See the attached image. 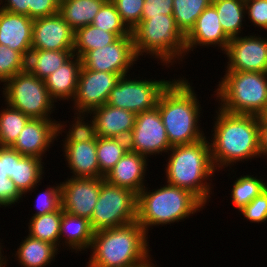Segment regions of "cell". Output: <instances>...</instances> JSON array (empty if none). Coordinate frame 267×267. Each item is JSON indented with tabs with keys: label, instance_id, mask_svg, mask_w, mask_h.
I'll return each mask as SVG.
<instances>
[{
	"label": "cell",
	"instance_id": "cell-1",
	"mask_svg": "<svg viewBox=\"0 0 267 267\" xmlns=\"http://www.w3.org/2000/svg\"><path fill=\"white\" fill-rule=\"evenodd\" d=\"M217 109L209 140L215 169L220 171L234 163L259 158V116Z\"/></svg>",
	"mask_w": 267,
	"mask_h": 267
},
{
	"label": "cell",
	"instance_id": "cell-2",
	"mask_svg": "<svg viewBox=\"0 0 267 267\" xmlns=\"http://www.w3.org/2000/svg\"><path fill=\"white\" fill-rule=\"evenodd\" d=\"M148 235L137 221L95 231L86 267H140L151 260Z\"/></svg>",
	"mask_w": 267,
	"mask_h": 267
},
{
	"label": "cell",
	"instance_id": "cell-3",
	"mask_svg": "<svg viewBox=\"0 0 267 267\" xmlns=\"http://www.w3.org/2000/svg\"><path fill=\"white\" fill-rule=\"evenodd\" d=\"M186 78H176L161 94L157 108L171 146L191 144L204 136L200 120L201 105Z\"/></svg>",
	"mask_w": 267,
	"mask_h": 267
},
{
	"label": "cell",
	"instance_id": "cell-4",
	"mask_svg": "<svg viewBox=\"0 0 267 267\" xmlns=\"http://www.w3.org/2000/svg\"><path fill=\"white\" fill-rule=\"evenodd\" d=\"M209 143L205 137L191 144L172 146L167 152L169 157L164 170L166 183L191 191L205 205L210 202L213 190L212 183L207 181L212 182L210 177H214L216 171Z\"/></svg>",
	"mask_w": 267,
	"mask_h": 267
},
{
	"label": "cell",
	"instance_id": "cell-5",
	"mask_svg": "<svg viewBox=\"0 0 267 267\" xmlns=\"http://www.w3.org/2000/svg\"><path fill=\"white\" fill-rule=\"evenodd\" d=\"M151 191L145 186L137 194L136 221L147 235L150 227L181 222L205 206L191 191L168 183Z\"/></svg>",
	"mask_w": 267,
	"mask_h": 267
},
{
	"label": "cell",
	"instance_id": "cell-6",
	"mask_svg": "<svg viewBox=\"0 0 267 267\" xmlns=\"http://www.w3.org/2000/svg\"><path fill=\"white\" fill-rule=\"evenodd\" d=\"M131 34L138 59L139 56L149 54L169 68L174 63L183 62L187 54L185 35L177 27L173 16L141 19Z\"/></svg>",
	"mask_w": 267,
	"mask_h": 267
},
{
	"label": "cell",
	"instance_id": "cell-7",
	"mask_svg": "<svg viewBox=\"0 0 267 267\" xmlns=\"http://www.w3.org/2000/svg\"><path fill=\"white\" fill-rule=\"evenodd\" d=\"M213 94L219 108L233 114L262 116L267 109V73L225 71Z\"/></svg>",
	"mask_w": 267,
	"mask_h": 267
},
{
	"label": "cell",
	"instance_id": "cell-8",
	"mask_svg": "<svg viewBox=\"0 0 267 267\" xmlns=\"http://www.w3.org/2000/svg\"><path fill=\"white\" fill-rule=\"evenodd\" d=\"M3 86L4 104L31 119H51L56 102L50 97L44 80L25 70L8 79Z\"/></svg>",
	"mask_w": 267,
	"mask_h": 267
},
{
	"label": "cell",
	"instance_id": "cell-9",
	"mask_svg": "<svg viewBox=\"0 0 267 267\" xmlns=\"http://www.w3.org/2000/svg\"><path fill=\"white\" fill-rule=\"evenodd\" d=\"M136 218L137 194L104 180L90 220L92 230L95 232L126 225L136 221Z\"/></svg>",
	"mask_w": 267,
	"mask_h": 267
},
{
	"label": "cell",
	"instance_id": "cell-10",
	"mask_svg": "<svg viewBox=\"0 0 267 267\" xmlns=\"http://www.w3.org/2000/svg\"><path fill=\"white\" fill-rule=\"evenodd\" d=\"M130 75L121 76L116 86L110 91L107 103L112 107L139 114L158 105L161 94L175 80L152 78L147 80L131 79Z\"/></svg>",
	"mask_w": 267,
	"mask_h": 267
},
{
	"label": "cell",
	"instance_id": "cell-11",
	"mask_svg": "<svg viewBox=\"0 0 267 267\" xmlns=\"http://www.w3.org/2000/svg\"><path fill=\"white\" fill-rule=\"evenodd\" d=\"M128 140V148L146 156L167 153L170 145L157 107L136 114L135 125Z\"/></svg>",
	"mask_w": 267,
	"mask_h": 267
},
{
	"label": "cell",
	"instance_id": "cell-12",
	"mask_svg": "<svg viewBox=\"0 0 267 267\" xmlns=\"http://www.w3.org/2000/svg\"><path fill=\"white\" fill-rule=\"evenodd\" d=\"M138 57L135 52L132 34L119 37L115 42L103 47L87 51L82 57V66L93 71L129 75L130 69L136 64ZM130 68V69H129Z\"/></svg>",
	"mask_w": 267,
	"mask_h": 267
},
{
	"label": "cell",
	"instance_id": "cell-13",
	"mask_svg": "<svg viewBox=\"0 0 267 267\" xmlns=\"http://www.w3.org/2000/svg\"><path fill=\"white\" fill-rule=\"evenodd\" d=\"M121 75L93 71L81 67L77 90L72 100L73 111L89 114L95 108L107 103L110 91L116 86Z\"/></svg>",
	"mask_w": 267,
	"mask_h": 267
},
{
	"label": "cell",
	"instance_id": "cell-14",
	"mask_svg": "<svg viewBox=\"0 0 267 267\" xmlns=\"http://www.w3.org/2000/svg\"><path fill=\"white\" fill-rule=\"evenodd\" d=\"M255 35L230 39L222 52L228 59L226 71L267 73V38Z\"/></svg>",
	"mask_w": 267,
	"mask_h": 267
},
{
	"label": "cell",
	"instance_id": "cell-15",
	"mask_svg": "<svg viewBox=\"0 0 267 267\" xmlns=\"http://www.w3.org/2000/svg\"><path fill=\"white\" fill-rule=\"evenodd\" d=\"M104 180V177H71L60 182L62 209L90 221Z\"/></svg>",
	"mask_w": 267,
	"mask_h": 267
},
{
	"label": "cell",
	"instance_id": "cell-16",
	"mask_svg": "<svg viewBox=\"0 0 267 267\" xmlns=\"http://www.w3.org/2000/svg\"><path fill=\"white\" fill-rule=\"evenodd\" d=\"M55 119H30L11 146L24 156H34L43 160L54 140L65 132L66 124ZM62 132V133H61ZM56 138V139H55Z\"/></svg>",
	"mask_w": 267,
	"mask_h": 267
},
{
	"label": "cell",
	"instance_id": "cell-17",
	"mask_svg": "<svg viewBox=\"0 0 267 267\" xmlns=\"http://www.w3.org/2000/svg\"><path fill=\"white\" fill-rule=\"evenodd\" d=\"M74 30L59 13L33 21L32 50L73 51Z\"/></svg>",
	"mask_w": 267,
	"mask_h": 267
},
{
	"label": "cell",
	"instance_id": "cell-18",
	"mask_svg": "<svg viewBox=\"0 0 267 267\" xmlns=\"http://www.w3.org/2000/svg\"><path fill=\"white\" fill-rule=\"evenodd\" d=\"M230 37L223 31L215 6L211 3L197 18L192 29L185 35L187 55L197 46L218 47L223 52L230 42Z\"/></svg>",
	"mask_w": 267,
	"mask_h": 267
},
{
	"label": "cell",
	"instance_id": "cell-19",
	"mask_svg": "<svg viewBox=\"0 0 267 267\" xmlns=\"http://www.w3.org/2000/svg\"><path fill=\"white\" fill-rule=\"evenodd\" d=\"M147 160L149 159L146 156L128 149L104 178L109 184L138 194L146 186Z\"/></svg>",
	"mask_w": 267,
	"mask_h": 267
},
{
	"label": "cell",
	"instance_id": "cell-20",
	"mask_svg": "<svg viewBox=\"0 0 267 267\" xmlns=\"http://www.w3.org/2000/svg\"><path fill=\"white\" fill-rule=\"evenodd\" d=\"M34 19L0 8V44L21 52L26 58L32 50Z\"/></svg>",
	"mask_w": 267,
	"mask_h": 267
},
{
	"label": "cell",
	"instance_id": "cell-21",
	"mask_svg": "<svg viewBox=\"0 0 267 267\" xmlns=\"http://www.w3.org/2000/svg\"><path fill=\"white\" fill-rule=\"evenodd\" d=\"M95 121L98 137L128 139L135 125L136 114L104 104L89 113Z\"/></svg>",
	"mask_w": 267,
	"mask_h": 267
},
{
	"label": "cell",
	"instance_id": "cell-22",
	"mask_svg": "<svg viewBox=\"0 0 267 267\" xmlns=\"http://www.w3.org/2000/svg\"><path fill=\"white\" fill-rule=\"evenodd\" d=\"M61 145L71 177L99 178L97 140Z\"/></svg>",
	"mask_w": 267,
	"mask_h": 267
},
{
	"label": "cell",
	"instance_id": "cell-23",
	"mask_svg": "<svg viewBox=\"0 0 267 267\" xmlns=\"http://www.w3.org/2000/svg\"><path fill=\"white\" fill-rule=\"evenodd\" d=\"M81 67V58L74 54L44 80L49 95L55 102L73 100Z\"/></svg>",
	"mask_w": 267,
	"mask_h": 267
},
{
	"label": "cell",
	"instance_id": "cell-24",
	"mask_svg": "<svg viewBox=\"0 0 267 267\" xmlns=\"http://www.w3.org/2000/svg\"><path fill=\"white\" fill-rule=\"evenodd\" d=\"M94 231L90 221L84 217L75 216L62 209V219L59 233V246L68 247L77 253L90 249ZM66 239H65V238ZM62 238V239H61ZM64 240V241H63ZM62 241L61 245L60 242ZM64 242V243H63Z\"/></svg>",
	"mask_w": 267,
	"mask_h": 267
},
{
	"label": "cell",
	"instance_id": "cell-25",
	"mask_svg": "<svg viewBox=\"0 0 267 267\" xmlns=\"http://www.w3.org/2000/svg\"><path fill=\"white\" fill-rule=\"evenodd\" d=\"M60 252L51 243L35 239L30 235H27L24 240L20 242L16 254L15 260H18V264L22 267H45L50 265L55 260V255Z\"/></svg>",
	"mask_w": 267,
	"mask_h": 267
},
{
	"label": "cell",
	"instance_id": "cell-26",
	"mask_svg": "<svg viewBox=\"0 0 267 267\" xmlns=\"http://www.w3.org/2000/svg\"><path fill=\"white\" fill-rule=\"evenodd\" d=\"M106 0L59 1V14L74 30L92 24Z\"/></svg>",
	"mask_w": 267,
	"mask_h": 267
},
{
	"label": "cell",
	"instance_id": "cell-27",
	"mask_svg": "<svg viewBox=\"0 0 267 267\" xmlns=\"http://www.w3.org/2000/svg\"><path fill=\"white\" fill-rule=\"evenodd\" d=\"M74 55L73 51L31 50L26 60V70L45 80Z\"/></svg>",
	"mask_w": 267,
	"mask_h": 267
},
{
	"label": "cell",
	"instance_id": "cell-28",
	"mask_svg": "<svg viewBox=\"0 0 267 267\" xmlns=\"http://www.w3.org/2000/svg\"><path fill=\"white\" fill-rule=\"evenodd\" d=\"M43 160L34 156H22L15 161L14 176L10 179L18 191L24 195L34 190L42 180L44 173Z\"/></svg>",
	"mask_w": 267,
	"mask_h": 267
},
{
	"label": "cell",
	"instance_id": "cell-29",
	"mask_svg": "<svg viewBox=\"0 0 267 267\" xmlns=\"http://www.w3.org/2000/svg\"><path fill=\"white\" fill-rule=\"evenodd\" d=\"M223 31L230 37H238L244 28L245 0H212Z\"/></svg>",
	"mask_w": 267,
	"mask_h": 267
},
{
	"label": "cell",
	"instance_id": "cell-30",
	"mask_svg": "<svg viewBox=\"0 0 267 267\" xmlns=\"http://www.w3.org/2000/svg\"><path fill=\"white\" fill-rule=\"evenodd\" d=\"M62 219V206L52 213L32 216L28 222V235L45 241L59 249V233Z\"/></svg>",
	"mask_w": 267,
	"mask_h": 267
},
{
	"label": "cell",
	"instance_id": "cell-31",
	"mask_svg": "<svg viewBox=\"0 0 267 267\" xmlns=\"http://www.w3.org/2000/svg\"><path fill=\"white\" fill-rule=\"evenodd\" d=\"M118 38L116 34L90 24L75 31L73 53L81 58L87 51L103 48Z\"/></svg>",
	"mask_w": 267,
	"mask_h": 267
},
{
	"label": "cell",
	"instance_id": "cell-32",
	"mask_svg": "<svg viewBox=\"0 0 267 267\" xmlns=\"http://www.w3.org/2000/svg\"><path fill=\"white\" fill-rule=\"evenodd\" d=\"M128 140L113 137H97V161L99 177H104L128 151Z\"/></svg>",
	"mask_w": 267,
	"mask_h": 267
},
{
	"label": "cell",
	"instance_id": "cell-33",
	"mask_svg": "<svg viewBox=\"0 0 267 267\" xmlns=\"http://www.w3.org/2000/svg\"><path fill=\"white\" fill-rule=\"evenodd\" d=\"M233 183L230 197L239 212L267 189V180L265 182L263 178L258 179L257 176L250 174L237 177Z\"/></svg>",
	"mask_w": 267,
	"mask_h": 267
},
{
	"label": "cell",
	"instance_id": "cell-34",
	"mask_svg": "<svg viewBox=\"0 0 267 267\" xmlns=\"http://www.w3.org/2000/svg\"><path fill=\"white\" fill-rule=\"evenodd\" d=\"M6 105V108L0 110V146L11 147L31 118L8 104Z\"/></svg>",
	"mask_w": 267,
	"mask_h": 267
},
{
	"label": "cell",
	"instance_id": "cell-35",
	"mask_svg": "<svg viewBox=\"0 0 267 267\" xmlns=\"http://www.w3.org/2000/svg\"><path fill=\"white\" fill-rule=\"evenodd\" d=\"M212 3V0H173V17L177 27L186 35L197 18Z\"/></svg>",
	"mask_w": 267,
	"mask_h": 267
},
{
	"label": "cell",
	"instance_id": "cell-36",
	"mask_svg": "<svg viewBox=\"0 0 267 267\" xmlns=\"http://www.w3.org/2000/svg\"><path fill=\"white\" fill-rule=\"evenodd\" d=\"M92 25L107 32H112L118 37L131 35V30L122 21L111 0H106L94 17Z\"/></svg>",
	"mask_w": 267,
	"mask_h": 267
},
{
	"label": "cell",
	"instance_id": "cell-37",
	"mask_svg": "<svg viewBox=\"0 0 267 267\" xmlns=\"http://www.w3.org/2000/svg\"><path fill=\"white\" fill-rule=\"evenodd\" d=\"M75 117L72 125H70V128L68 132H65V138L63 143H79V142H87V141H93L97 140V132L95 127V121L90 117V121H88L85 118L89 116V114L84 113H74ZM86 115V116H85ZM77 116V117H76ZM85 117V118H84ZM90 122V123H89Z\"/></svg>",
	"mask_w": 267,
	"mask_h": 267
},
{
	"label": "cell",
	"instance_id": "cell-38",
	"mask_svg": "<svg viewBox=\"0 0 267 267\" xmlns=\"http://www.w3.org/2000/svg\"><path fill=\"white\" fill-rule=\"evenodd\" d=\"M27 58L18 51L0 44V83L26 70Z\"/></svg>",
	"mask_w": 267,
	"mask_h": 267
},
{
	"label": "cell",
	"instance_id": "cell-39",
	"mask_svg": "<svg viewBox=\"0 0 267 267\" xmlns=\"http://www.w3.org/2000/svg\"><path fill=\"white\" fill-rule=\"evenodd\" d=\"M122 21L132 31L142 19L145 0H111Z\"/></svg>",
	"mask_w": 267,
	"mask_h": 267
},
{
	"label": "cell",
	"instance_id": "cell-40",
	"mask_svg": "<svg viewBox=\"0 0 267 267\" xmlns=\"http://www.w3.org/2000/svg\"><path fill=\"white\" fill-rule=\"evenodd\" d=\"M45 191L39 193L36 199V212L33 216H40L57 211L61 206V184L47 186Z\"/></svg>",
	"mask_w": 267,
	"mask_h": 267
},
{
	"label": "cell",
	"instance_id": "cell-41",
	"mask_svg": "<svg viewBox=\"0 0 267 267\" xmlns=\"http://www.w3.org/2000/svg\"><path fill=\"white\" fill-rule=\"evenodd\" d=\"M243 217L250 223H266L267 221V189L256 196L241 211Z\"/></svg>",
	"mask_w": 267,
	"mask_h": 267
},
{
	"label": "cell",
	"instance_id": "cell-42",
	"mask_svg": "<svg viewBox=\"0 0 267 267\" xmlns=\"http://www.w3.org/2000/svg\"><path fill=\"white\" fill-rule=\"evenodd\" d=\"M245 14L253 26L267 31V0H245Z\"/></svg>",
	"mask_w": 267,
	"mask_h": 267
},
{
	"label": "cell",
	"instance_id": "cell-43",
	"mask_svg": "<svg viewBox=\"0 0 267 267\" xmlns=\"http://www.w3.org/2000/svg\"><path fill=\"white\" fill-rule=\"evenodd\" d=\"M23 155L9 146H0V180L14 176L15 161Z\"/></svg>",
	"mask_w": 267,
	"mask_h": 267
},
{
	"label": "cell",
	"instance_id": "cell-44",
	"mask_svg": "<svg viewBox=\"0 0 267 267\" xmlns=\"http://www.w3.org/2000/svg\"><path fill=\"white\" fill-rule=\"evenodd\" d=\"M173 15V0H145L142 19H150L152 16Z\"/></svg>",
	"mask_w": 267,
	"mask_h": 267
},
{
	"label": "cell",
	"instance_id": "cell-45",
	"mask_svg": "<svg viewBox=\"0 0 267 267\" xmlns=\"http://www.w3.org/2000/svg\"><path fill=\"white\" fill-rule=\"evenodd\" d=\"M59 0H30L29 17L32 19L59 13Z\"/></svg>",
	"mask_w": 267,
	"mask_h": 267
},
{
	"label": "cell",
	"instance_id": "cell-46",
	"mask_svg": "<svg viewBox=\"0 0 267 267\" xmlns=\"http://www.w3.org/2000/svg\"><path fill=\"white\" fill-rule=\"evenodd\" d=\"M23 195L18 191L15 183L10 179L0 180V207H8L15 205Z\"/></svg>",
	"mask_w": 267,
	"mask_h": 267
},
{
	"label": "cell",
	"instance_id": "cell-47",
	"mask_svg": "<svg viewBox=\"0 0 267 267\" xmlns=\"http://www.w3.org/2000/svg\"><path fill=\"white\" fill-rule=\"evenodd\" d=\"M29 5H30V0H0V8L2 10H6L8 12L15 14L26 15L28 17H29Z\"/></svg>",
	"mask_w": 267,
	"mask_h": 267
},
{
	"label": "cell",
	"instance_id": "cell-48",
	"mask_svg": "<svg viewBox=\"0 0 267 267\" xmlns=\"http://www.w3.org/2000/svg\"><path fill=\"white\" fill-rule=\"evenodd\" d=\"M259 153L267 157V118L259 116Z\"/></svg>",
	"mask_w": 267,
	"mask_h": 267
},
{
	"label": "cell",
	"instance_id": "cell-49",
	"mask_svg": "<svg viewBox=\"0 0 267 267\" xmlns=\"http://www.w3.org/2000/svg\"><path fill=\"white\" fill-rule=\"evenodd\" d=\"M2 243H0V267H5V266H7L6 264H8L7 263V261H9V260H7L5 257L6 256H3V254H2V245H1Z\"/></svg>",
	"mask_w": 267,
	"mask_h": 267
},
{
	"label": "cell",
	"instance_id": "cell-50",
	"mask_svg": "<svg viewBox=\"0 0 267 267\" xmlns=\"http://www.w3.org/2000/svg\"><path fill=\"white\" fill-rule=\"evenodd\" d=\"M156 265L152 263V259L147 262L146 264H144L143 266H140V267H155Z\"/></svg>",
	"mask_w": 267,
	"mask_h": 267
},
{
	"label": "cell",
	"instance_id": "cell-51",
	"mask_svg": "<svg viewBox=\"0 0 267 267\" xmlns=\"http://www.w3.org/2000/svg\"><path fill=\"white\" fill-rule=\"evenodd\" d=\"M262 117L267 118V109H266V111L264 112V114L262 115Z\"/></svg>",
	"mask_w": 267,
	"mask_h": 267
}]
</instances>
